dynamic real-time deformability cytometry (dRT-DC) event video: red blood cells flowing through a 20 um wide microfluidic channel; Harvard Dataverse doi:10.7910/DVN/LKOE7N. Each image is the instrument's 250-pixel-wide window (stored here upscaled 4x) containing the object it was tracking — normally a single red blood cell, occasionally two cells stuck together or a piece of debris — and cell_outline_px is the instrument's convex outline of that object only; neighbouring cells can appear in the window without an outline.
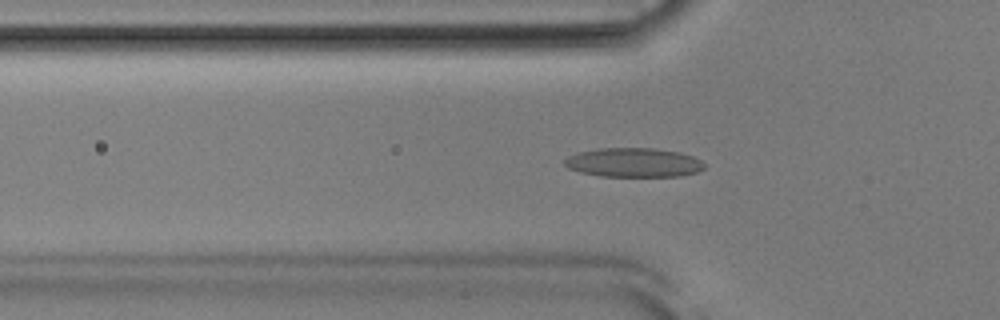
{"species": "Egyptian fruit bat (a non-hibernating species)", "species_latin": "Rousettus aegyptiacus", "temperature_condition": "room temperature", "stored_images_in_passage": 52, "camera_frame_rate_fps": 3000, "um_per_image_px": 0.085, "animal": {"sex": "male"}, "frame": {"image": 1, "passage_image": 17, "time_ms": 5.333, "image_size_px": [1000, 320], "cell_outline_px": [[704, 168], [696, 172], [680, 176], [600, 176], [580, 172], [568, 168], [564, 164], [564, 160], [568, 156], [580, 152], [596, 148], [652, 148], [680, 152], [692, 156], [700, 160], [704, 164]], "centroid_in_image_um": [53.84, 13.81], "position_along_channel_um": 72.0, "area_um2": 23.7}}
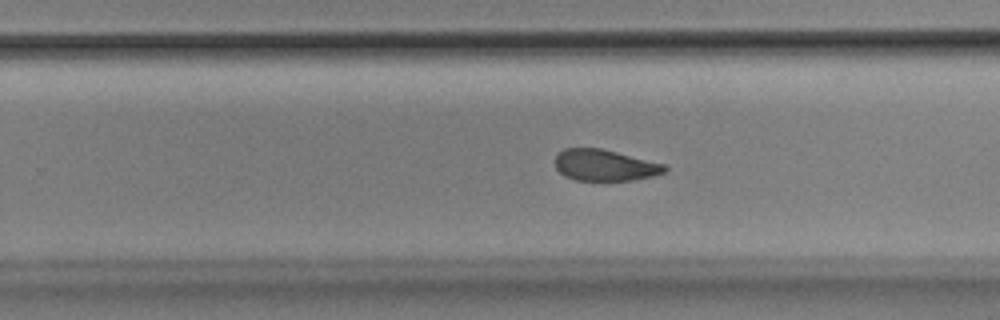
{"frame": {"image": 2, "passage_image": 33, "time_ms": 10.667, "image_size_px": [1000, 320], "cell_outline_px": [[668, 168], [664, 172], [652, 176], [632, 180], [576, 180], [564, 176], [556, 168], [556, 152], [564, 148], [600, 148], [664, 164]], "centroid_in_image_um": [51.36, 14.04], "position_along_channel_um": 278.4, "area_um2": 19.83}}
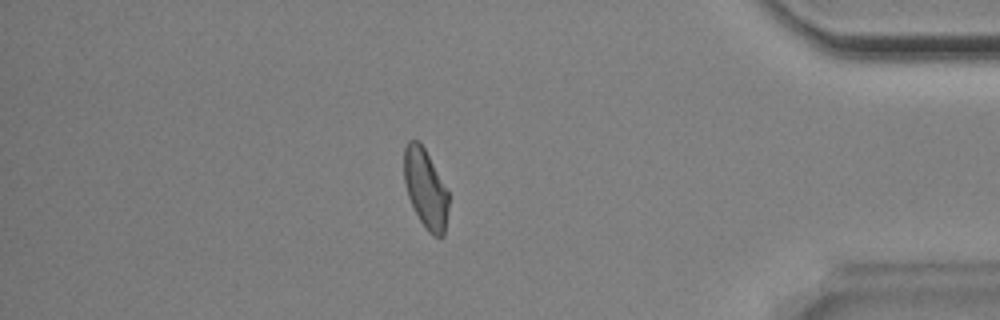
{"frame": {"image": 3, "passage_image": 45, "time_ms": 14.667, "image_size_px": [1000, 320], "cell_outline_px": [[448, 208], [444, 236], [432, 236], [428, 232], [420, 220], [408, 196], [404, 180], [404, 148], [408, 140], [420, 140], [448, 192]], "centroid_in_image_um": [36.16, 16.02], "position_along_channel_um": 399.0, "area_um2": 20.29}, "authors_computed_cell_mechanics": {"area_um2": 21.5016, "velocity_mm_per_s": 3.8681, "shape_relaxation_time_tau1_ms": null, "shape_relaxation_time_tau2_ms": 2.7727, "deformation_change_tau1": null, "deformation_change_tau2": 0.0881}}